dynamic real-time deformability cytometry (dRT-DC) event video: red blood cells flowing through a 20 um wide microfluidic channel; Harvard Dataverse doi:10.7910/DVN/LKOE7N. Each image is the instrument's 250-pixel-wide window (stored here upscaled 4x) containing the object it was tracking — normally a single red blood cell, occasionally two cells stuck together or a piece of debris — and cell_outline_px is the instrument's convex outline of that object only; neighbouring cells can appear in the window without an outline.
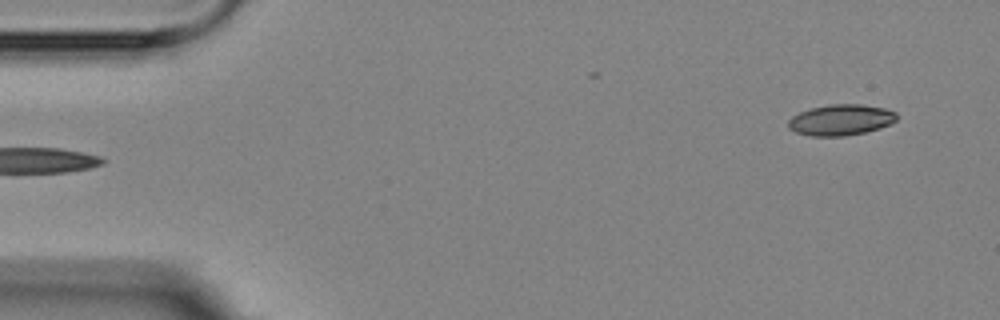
{"species": "Egyptian fruit bat (a non-hibernating species)", "species_latin": "Rousettus aegyptiacus", "temperature_condition": "room temperature", "stored_images_in_passage": 5, "camera_frame_rate_fps": 3000, "um_per_image_px": 0.085, "animal": {"sex": "female"}, "frame": {"image": 1, "passage_image": 5, "time_ms": 5.333, "image_size_px": [1000, 320], "cell_outline_px": [[896, 120], [880, 128], [864, 132], [844, 136], [812, 136], [796, 132], [788, 128], [788, 120], [792, 116], [800, 112], [812, 108], [828, 104], [860, 104], [884, 108], [896, 112]], "centroid_in_image_um": [71.45, 10.19], "position_along_channel_um": 13.6, "area_um2": 19.42}}